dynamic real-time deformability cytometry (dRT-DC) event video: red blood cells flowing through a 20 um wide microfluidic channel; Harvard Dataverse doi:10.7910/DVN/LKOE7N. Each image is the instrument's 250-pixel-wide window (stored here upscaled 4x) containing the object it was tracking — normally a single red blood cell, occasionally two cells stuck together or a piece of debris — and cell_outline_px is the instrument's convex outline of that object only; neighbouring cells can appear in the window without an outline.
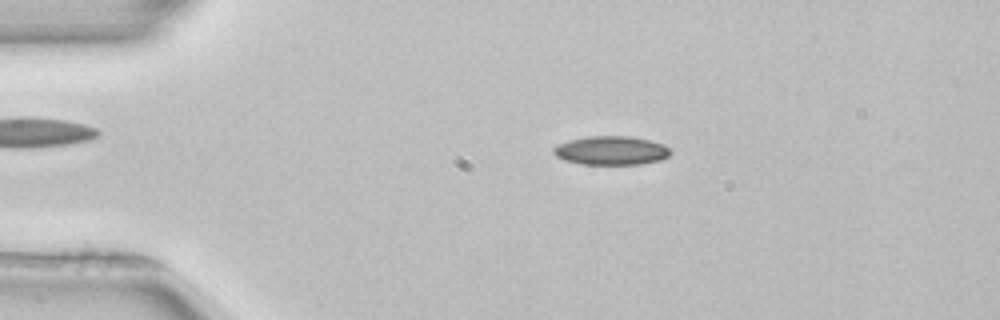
{"species": "common noctule bat (a hibernating species)", "species_latin": "Nyctalus noctula", "temperature_condition": "room temperature", "stored_images_in_passage": 51, "camera_frame_rate_fps": 3000, "um_per_image_px": 0.085, "animal": {"sex": "female", "body_mass_g": 22.7, "forearm_length_mm": 54.2}, "frame": {"image": 1, "passage_image": 10, "time_ms": 3.0, "image_size_px": [1000, 320], "cell_outline_px": [[672, 152], [668, 156], [660, 160], [640, 164], [580, 164], [564, 160], [556, 156], [552, 152], [552, 148], [568, 140], [588, 136], [628, 136], [648, 140], [664, 144]], "centroid_in_image_um": [51.93, 12.79], "position_along_channel_um": 33.1, "area_um2": 19.59}}
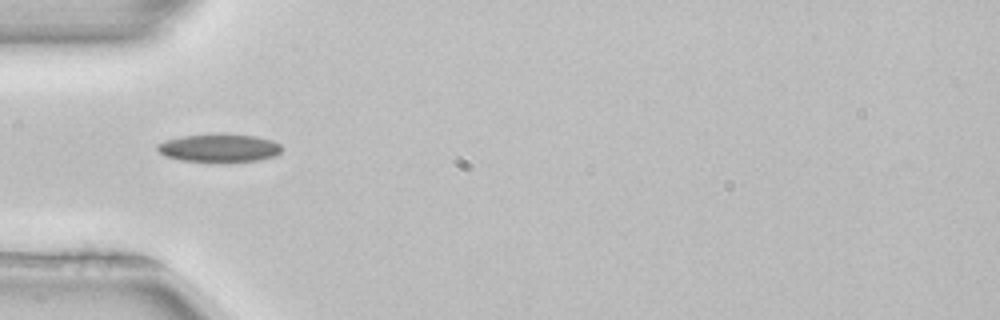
{"frame": {"image": 2, "passage_image": 16, "time_ms": 5.0, "image_size_px": [1000, 320], "cell_outline_px": [[280, 152], [276, 156], [260, 160], [180, 160], [164, 156], [156, 148], [156, 144], [180, 136], [220, 132], [256, 136], [272, 140], [280, 144]], "centroid_in_image_um": [18.62, 12.53], "position_along_channel_um": 66.4, "area_um2": 20.23}}
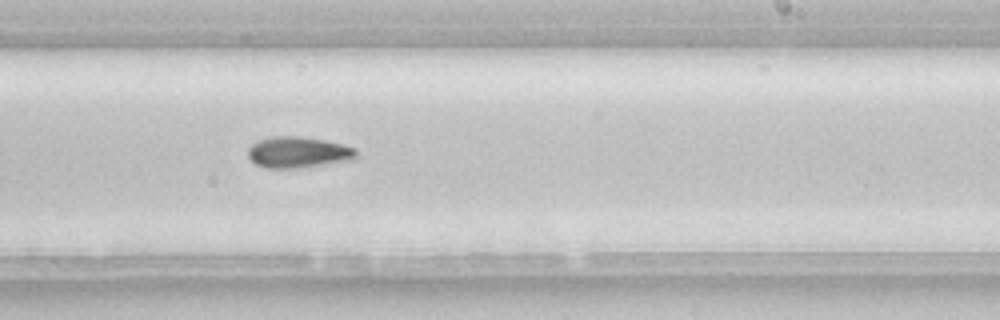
{"frame": {"image": 3, "passage_image": 31, "time_ms": 10.0, "image_size_px": [1000, 320], "cell_outline_px": [[356, 156], [352, 160], [304, 168], [268, 168], [256, 164], [248, 156], [248, 148], [252, 144], [260, 140], [272, 136], [300, 136], [324, 140], [356, 148]], "centroid_in_image_um": [25.35, 12.95], "position_along_channel_um": 263.6, "area_um2": 19.65}, "authors_computed_cell_mechanics": {"area_um2": 19.074, "velocity_mm_per_s": 3.9615, "shape_relaxation_time_tau1_ms": 7.3681, "shape_relaxation_time_tau2_ms": null, "deformation_change_tau1": 0.1268, "deformation_change_tau2": null}}